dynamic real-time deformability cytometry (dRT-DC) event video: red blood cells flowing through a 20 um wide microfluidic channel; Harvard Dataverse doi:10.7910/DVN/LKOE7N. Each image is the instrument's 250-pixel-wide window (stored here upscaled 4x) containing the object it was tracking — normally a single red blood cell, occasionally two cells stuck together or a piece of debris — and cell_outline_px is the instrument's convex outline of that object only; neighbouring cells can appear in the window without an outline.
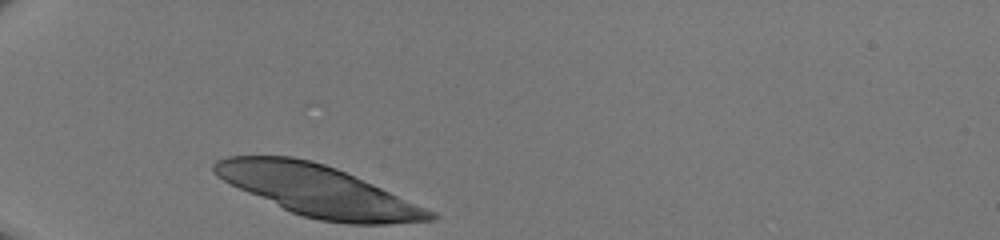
{"species": "human", "species_latin": "Homo sapiens", "temperature_condition": "room temperature", "stored_images_in_passage": 27, "camera_frame_rate_fps": 3000, "um_per_image_px": 0.085, "donor": {"sex": "male"}, "frame": {"image": 1, "passage_image": 1, "time_ms": 0.0, "image_size_px": [1000, 240], "cell_outline_px": [[440, 216], [436, 220], [388, 224], [348, 224], [320, 220], [304, 216], [292, 212], [248, 192], [216, 176], [212, 172], [212, 164], [216, 160], [228, 156], [292, 156], [324, 164], [336, 168], [436, 212]], "centroid_in_image_um": [27.07, 16.22], "position_along_channel_um": 57.9, "area_um2": 63.12}}